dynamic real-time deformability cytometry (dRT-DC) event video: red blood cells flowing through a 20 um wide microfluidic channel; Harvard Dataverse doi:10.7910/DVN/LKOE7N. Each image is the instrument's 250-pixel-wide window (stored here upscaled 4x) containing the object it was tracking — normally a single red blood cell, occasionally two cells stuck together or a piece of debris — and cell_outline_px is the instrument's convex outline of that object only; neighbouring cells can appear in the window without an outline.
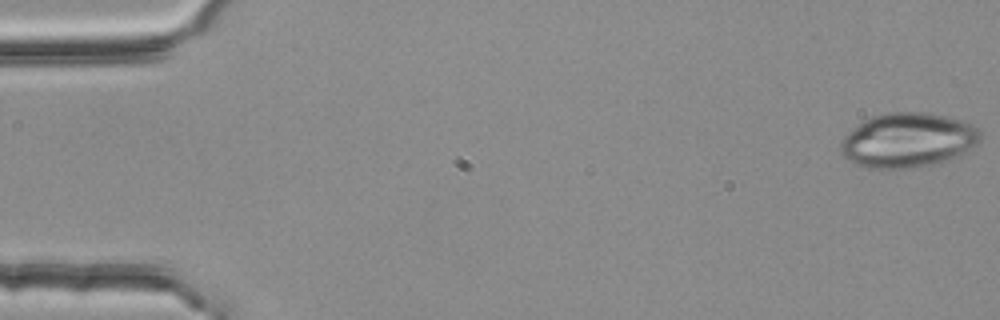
{"species": "common noctule bat (a hibernating species)", "species_latin": "Nyctalus noctula", "temperature_condition": "room temperature", "stored_images_in_passage": 54, "camera_frame_rate_fps": 3000, "um_per_image_px": 0.085, "animal": {"sex": "female", "body_mass_g": 25.1}, "frame": {"image": 1, "passage_image": 1, "time_ms": 0.0, "image_size_px": [1000, 320], "cell_outline_px": [[980, 140], [976, 144], [960, 156], [948, 160], [928, 164], [904, 168], [868, 168], [856, 164], [848, 160], [840, 152], [840, 144], [844, 136], [848, 132], [864, 120], [872, 116], [884, 112], [924, 112], [964, 120], [972, 124], [980, 132]], "centroid_in_image_um": [77.15, 11.9], "position_along_channel_um": 7.8, "area_um2": 44.27}}
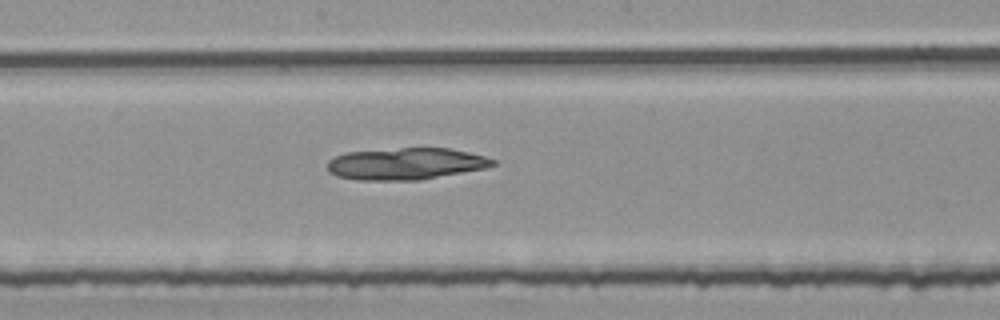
{"frame": {"image": 2, "passage_image": 29, "time_ms": 9.333, "image_size_px": [1000, 320], "cell_outline_px": [[496, 164], [488, 168], [420, 180], [356, 180], [336, 176], [328, 172], [328, 160], [344, 152], [400, 148], [448, 148], [468, 152], [484, 156], [496, 160]], "centroid_in_image_um": [34.5, 13.92], "position_along_channel_um": 213.7, "area_um2": 30.87}}
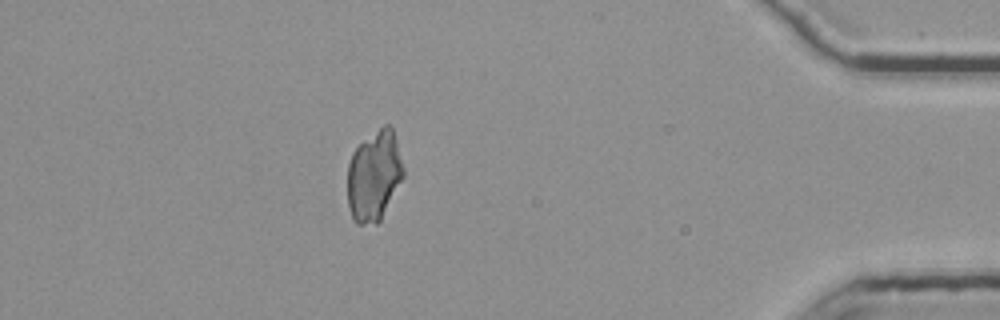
{"frame": {"image": 3, "passage_image": 48, "time_ms": 15.667, "image_size_px": [1000, 320], "cell_outline_px": [[404, 176], [380, 220], [376, 224], [356, 224], [352, 220], [348, 204], [348, 164], [352, 152], [364, 140], [384, 124], [392, 124], [404, 168]], "centroid_in_image_um": [31.8, 14.94], "position_along_channel_um": 403.4, "area_um2": 29.54}}